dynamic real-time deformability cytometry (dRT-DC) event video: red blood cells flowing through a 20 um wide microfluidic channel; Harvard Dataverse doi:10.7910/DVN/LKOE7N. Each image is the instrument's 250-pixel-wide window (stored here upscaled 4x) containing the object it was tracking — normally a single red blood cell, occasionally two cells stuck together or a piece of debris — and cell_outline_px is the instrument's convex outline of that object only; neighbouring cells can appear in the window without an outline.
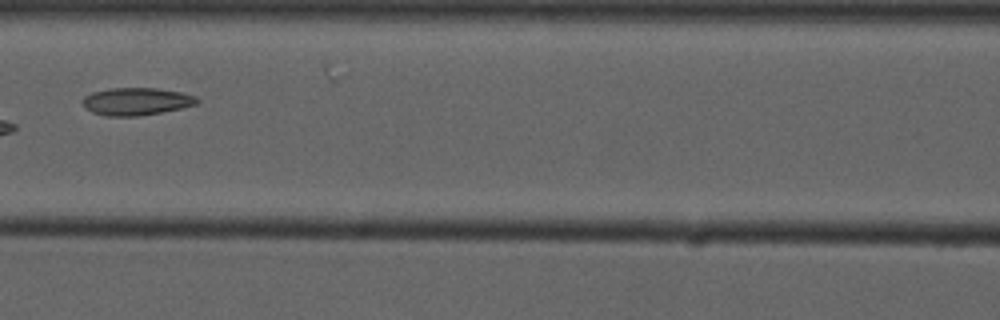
{"species": "common noctule bat (a hibernating species)", "species_latin": "Nyctalus noctula", "temperature_condition": "cold", "stored_images_in_passage": 6, "camera_frame_rate_fps": 3000, "um_per_image_px": 0.085, "animal": {"sex": "male", "forearm_length_mm": 52.5}, "frame": {"image": 1, "passage_image": 6, "time_ms": 6.333, "image_size_px": [1000, 320], "cell_outline_px": [[200, 100], [196, 104], [180, 108], [160, 112], [136, 116], [108, 116], [92, 112], [84, 108], [84, 96], [92, 92], [108, 88], [156, 88], [180, 92], [196, 96]], "centroid_in_image_um": [11.58, 8.61], "position_along_channel_um": 155.0, "area_um2": 18.21}}